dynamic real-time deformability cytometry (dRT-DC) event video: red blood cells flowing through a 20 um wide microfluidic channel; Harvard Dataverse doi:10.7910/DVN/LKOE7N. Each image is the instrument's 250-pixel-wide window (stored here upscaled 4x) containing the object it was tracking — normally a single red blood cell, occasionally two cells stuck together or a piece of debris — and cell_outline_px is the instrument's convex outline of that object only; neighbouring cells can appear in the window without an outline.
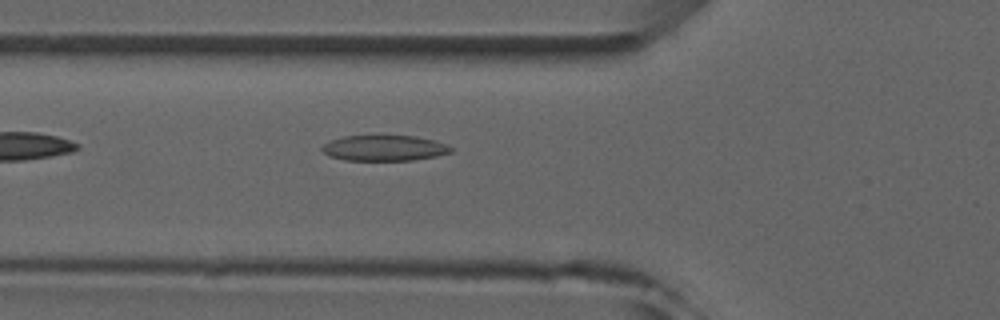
{"species": "common noctule bat (a hibernating species)", "species_latin": "Nyctalus noctula", "temperature_condition": "room temperature", "stored_images_in_passage": 5, "camera_frame_rate_fps": 3000, "um_per_image_px": 0.085, "animal": {"sex": "male", "forearm_length_mm": 52.5}, "frame": {"image": 1, "passage_image": 5, "time_ms": 5.333, "image_size_px": [1000, 320], "cell_outline_px": [[452, 152], [436, 156], [412, 160], [344, 160], [328, 156], [320, 148], [324, 144], [332, 140], [344, 136], [416, 136], [448, 144], [452, 148]], "centroid_in_image_um": [32.66, 12.59], "position_along_channel_um": 93.1, "area_um2": 19.13}}